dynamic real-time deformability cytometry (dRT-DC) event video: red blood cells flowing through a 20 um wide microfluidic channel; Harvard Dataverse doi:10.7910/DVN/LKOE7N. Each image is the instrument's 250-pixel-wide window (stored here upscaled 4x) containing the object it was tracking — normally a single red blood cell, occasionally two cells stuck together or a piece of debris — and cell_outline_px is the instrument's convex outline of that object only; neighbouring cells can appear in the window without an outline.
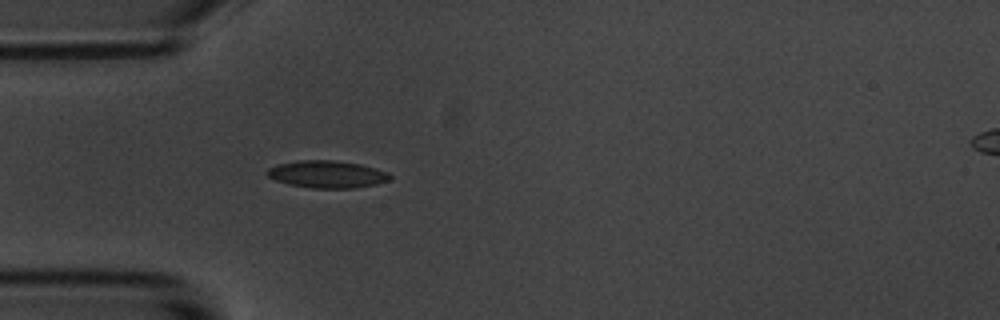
{"species": "common noctule bat (a hibernating species)", "species_latin": "Nyctalus noctula", "temperature_condition": "room temperature", "stored_images_in_passage": 1, "camera_frame_rate_fps": 3000, "um_per_image_px": 0.085, "animal": {"sex": "male", "body_mass_g": 20.1, "forearm_length_mm": 53.5}, "frame": {"image": 1, "passage_image": 1, "time_ms": 0.0, "image_size_px": [1000, 320], "cell_outline_px": [[392, 176], [388, 180], [376, 184], [356, 188], [312, 188], [288, 184], [276, 180], [268, 176], [264, 172], [268, 168], [276, 164], [300, 160], [336, 160], [360, 164], [388, 172]], "centroid_in_image_um": [27.78, 14.81], "position_along_channel_um": 57.2, "area_um2": 19.59}}